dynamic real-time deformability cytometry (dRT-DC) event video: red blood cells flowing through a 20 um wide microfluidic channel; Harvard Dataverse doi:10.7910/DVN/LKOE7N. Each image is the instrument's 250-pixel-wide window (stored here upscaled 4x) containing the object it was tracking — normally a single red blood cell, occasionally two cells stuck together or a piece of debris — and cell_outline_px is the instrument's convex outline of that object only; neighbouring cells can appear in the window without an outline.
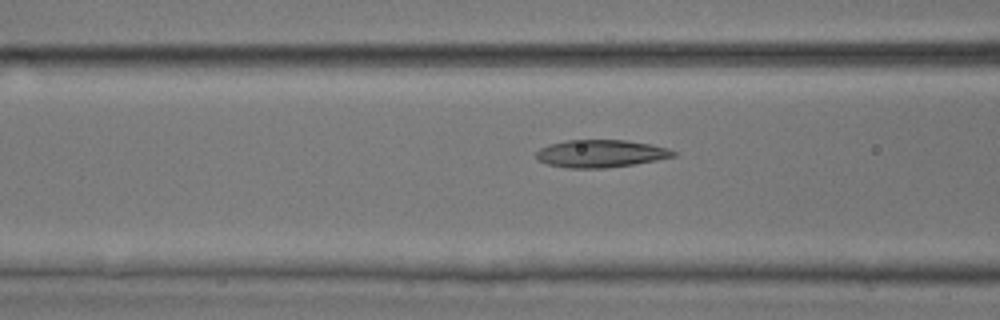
{"species": "common noctule bat (a hibernating species)", "species_latin": "Nyctalus noctula", "temperature_condition": "room temperature", "stored_images_in_passage": 47, "camera_frame_rate_fps": 3000, "um_per_image_px": 0.085, "animal": {"sex": "male", "body_mass_g": 17.9, "forearm_length_mm": 54.2}, "frame": {"image": 1, "passage_image": 19, "time_ms": 6.0, "image_size_px": [1000, 320], "cell_outline_px": [[676, 156], [656, 160], [632, 164], [604, 168], [568, 168], [548, 164], [536, 160], [536, 152], [540, 148], [548, 144], [564, 140], [628, 140], [652, 144], [668, 148], [676, 152]], "centroid_in_image_um": [51.04, 13.04], "position_along_channel_um": 115.6, "area_um2": 22.14}}
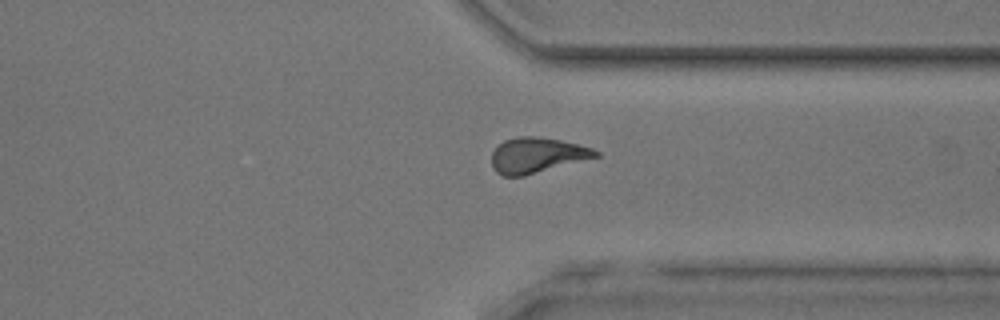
{"frame": {"image": 2, "passage_image": 36, "time_ms": 11.667, "image_size_px": [1000, 320], "cell_outline_px": [[600, 156], [524, 176], [504, 176], [496, 172], [492, 168], [492, 152], [504, 140], [516, 136], [540, 136], [560, 140], [592, 148], [600, 152]], "centroid_in_image_um": [45.63, 13.19], "position_along_channel_um": 365.8, "area_um2": 21.44}}
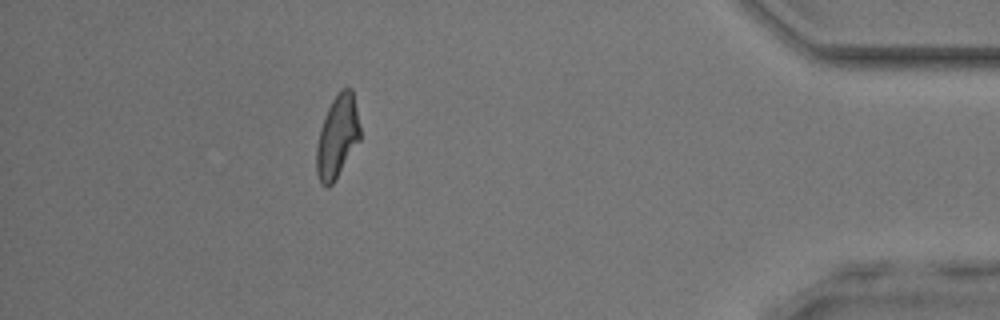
{"frame": {"image": 3, "passage_image": 42, "time_ms": 13.667, "image_size_px": [1000, 320], "cell_outline_px": [[360, 140], [332, 184], [328, 188], [320, 180], [316, 172], [316, 148], [320, 128], [328, 108], [332, 100], [340, 88], [352, 88], [360, 128]], "centroid_in_image_um": [28.67, 11.59], "position_along_channel_um": 406.5, "area_um2": 20.75}}